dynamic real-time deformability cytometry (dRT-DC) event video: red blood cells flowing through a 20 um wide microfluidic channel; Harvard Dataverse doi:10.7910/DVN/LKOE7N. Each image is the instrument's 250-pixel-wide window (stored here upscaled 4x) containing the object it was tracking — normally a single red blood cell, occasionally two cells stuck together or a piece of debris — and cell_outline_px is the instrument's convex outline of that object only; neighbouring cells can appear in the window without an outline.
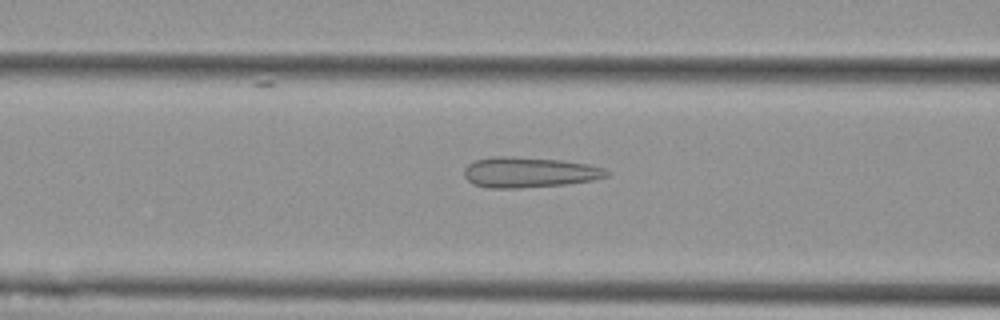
{"species": "Egyptian fruit bat (a non-hibernating species)", "species_latin": "Rousettus aegyptiacus", "temperature_condition": "cold", "stored_images_in_passage": 55, "camera_frame_rate_fps": 3000, "um_per_image_px": 0.085, "animal": {"sex": "female"}, "frame": {"image": 1, "passage_image": 22, "time_ms": 7.0, "image_size_px": [1000, 320], "cell_outline_px": [[612, 172], [608, 176], [592, 180], [568, 184], [520, 188], [488, 188], [472, 184], [464, 176], [464, 168], [468, 164], [476, 160], [492, 156], [508, 156], [560, 160], [588, 164], [604, 168]], "centroid_in_image_um": [44.97, 14.65], "position_along_channel_um": 121.6, "area_um2": 25.43}}
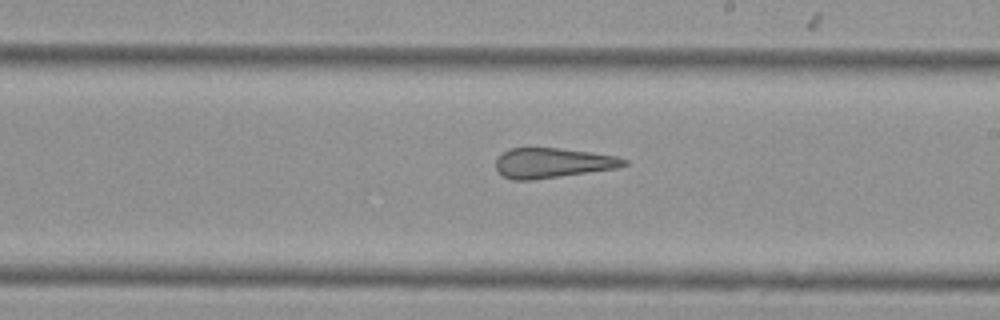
{"frame": {"image": 2, "passage_image": 32, "time_ms": 10.333, "image_size_px": [1000, 320], "cell_outline_px": [[628, 164], [616, 168], [532, 180], [512, 180], [504, 176], [496, 168], [496, 160], [508, 148], [560, 148], [616, 156], [628, 160]], "centroid_in_image_um": [46.96, 13.85], "position_along_channel_um": 242.0, "area_um2": 22.08}}
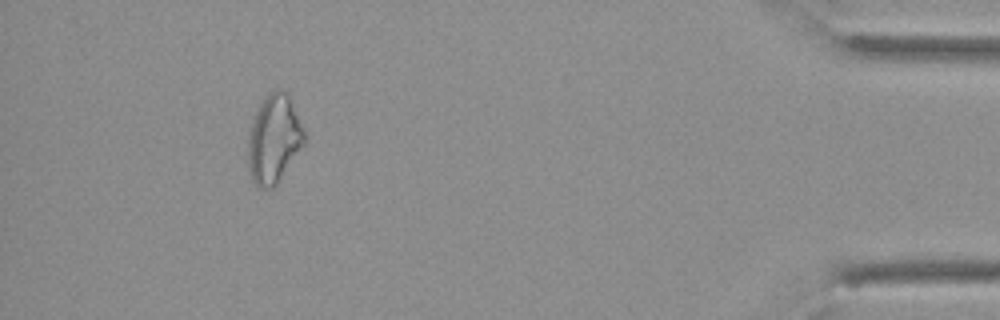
{"frame": {"image": 3, "passage_image": 51, "time_ms": 16.667, "image_size_px": [1000, 320], "cell_outline_px": [[304, 144], [276, 184], [272, 188], [260, 188], [252, 180], [248, 168], [248, 132], [252, 120], [264, 96], [272, 88], [280, 88], [288, 92], [304, 128]], "centroid_in_image_um": [23.27, 11.76], "position_along_channel_um": 411.9, "area_um2": 29.19}, "authors_computed_cell_mechanics": {"area_um2": 27.455, "velocity_mm_per_s": 3.627, "shape_relaxation_time_tau1_ms": null, "shape_relaxation_time_tau2_ms": 1.8999, "deformation_change_tau1": null, "deformation_change_tau2": 0.1033}}